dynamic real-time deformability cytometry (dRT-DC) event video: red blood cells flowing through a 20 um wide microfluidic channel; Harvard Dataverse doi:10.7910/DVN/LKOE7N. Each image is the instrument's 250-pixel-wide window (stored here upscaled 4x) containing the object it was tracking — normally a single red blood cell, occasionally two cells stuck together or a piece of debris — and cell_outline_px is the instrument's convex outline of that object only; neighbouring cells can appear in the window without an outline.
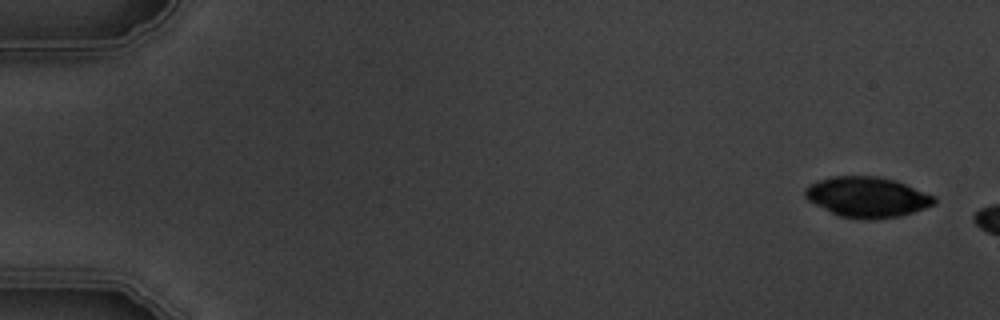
{"species": "common noctule bat (a hibernating species)", "species_latin": "Nyctalus noctula", "temperature_condition": "warm", "stored_images_in_passage": 3, "camera_frame_rate_fps": 3000, "um_per_image_px": 0.085, "animal": {"sex": "male", "body_mass_g": 19.5, "forearm_length_mm": 54.6}, "frame": {"image": 1, "passage_image": 1, "time_ms": 0.0, "image_size_px": [1000, 320], "cell_outline_px": [[936, 204], [900, 216], [872, 220], [860, 220], [840, 216], [808, 200], [804, 196], [804, 188], [808, 184], [816, 180], [832, 176], [880, 176], [896, 180], [936, 196]], "centroid_in_image_um": [73.71, 16.74], "position_along_channel_um": 11.3, "area_um2": 30.69}}